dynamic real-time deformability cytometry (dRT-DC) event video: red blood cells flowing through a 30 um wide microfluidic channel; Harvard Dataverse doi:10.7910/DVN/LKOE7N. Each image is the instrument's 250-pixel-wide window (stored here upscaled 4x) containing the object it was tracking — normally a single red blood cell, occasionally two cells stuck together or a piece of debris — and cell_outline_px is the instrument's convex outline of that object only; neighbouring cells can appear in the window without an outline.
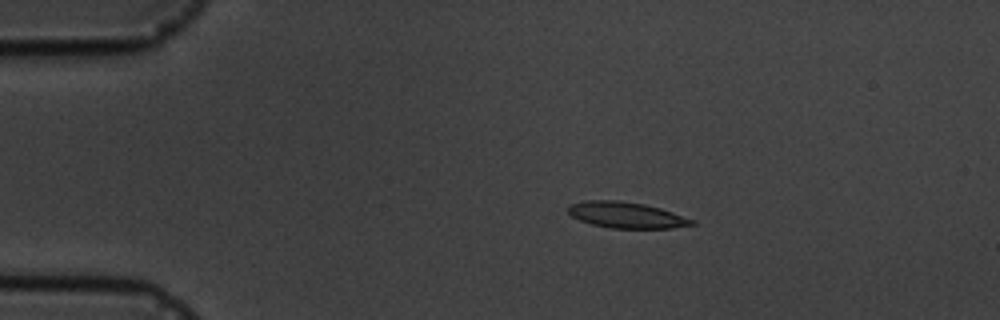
{"species": "common noctule bat (a hibernating species)", "species_latin": "Nyctalus noctula", "temperature_condition": "cold", "stored_images_in_passage": 16, "camera_frame_rate_fps": 3000, "um_per_image_px": 0.085, "animal": {"sex": "male", "body_mass_g": 19.5, "forearm_length_mm": 54.6}, "frame": {"image": 1, "passage_image": 3, "time_ms": 2.333, "image_size_px": [1000, 320], "cell_outline_px": [[696, 224], [672, 228], [612, 228], [592, 224], [580, 220], [572, 216], [568, 212], [568, 204], [584, 200], [620, 200], [644, 204], [660, 208], [696, 220]], "centroid_in_image_um": [53.24, 18.27], "position_along_channel_um": 31.8, "area_um2": 18.84}}
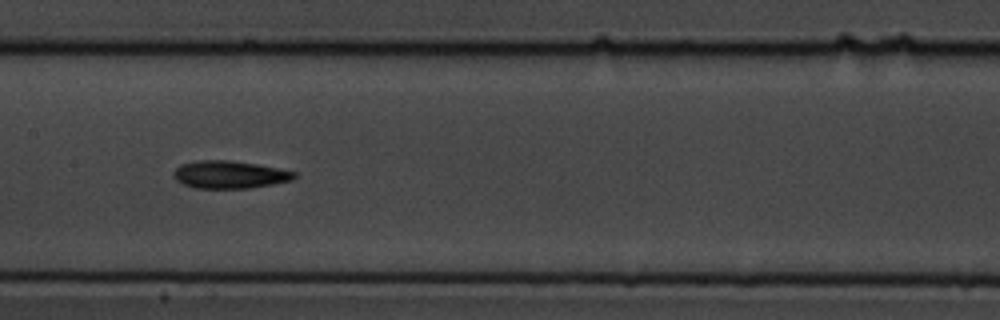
{"frame": {"image": 2, "passage_image": 8, "time_ms": 8.0, "image_size_px": [1000, 320], "cell_outline_px": [[296, 176], [292, 180], [272, 184], [248, 188], [192, 188], [176, 180], [172, 176], [172, 172], [180, 164], [196, 160], [228, 160], [256, 164], [296, 172]], "centroid_in_image_um": [19.45, 14.84], "position_along_channel_um": 187.9, "area_um2": 19.42}}
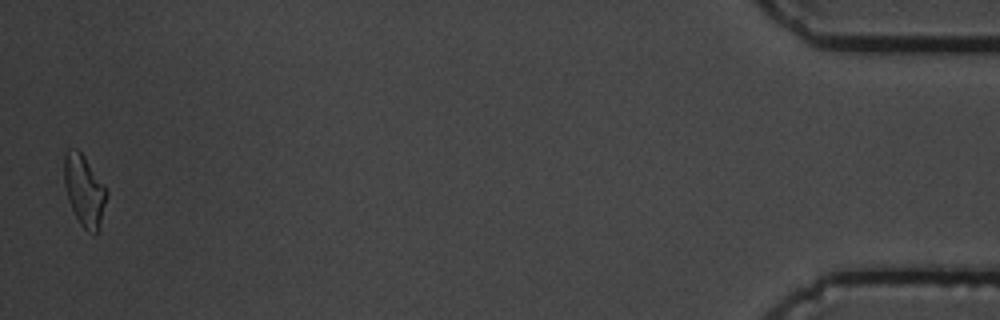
{"frame": {"image": 3, "passage_image": 16, "time_ms": 17.0, "image_size_px": [1000, 320], "cell_outline_px": [[108, 196], [96, 232], [88, 232], [80, 224], [68, 200], [64, 184], [64, 156], [68, 148], [76, 148], [84, 156], [108, 192]], "centroid_in_image_um": [7.14, 16.15], "position_along_channel_um": 428.1, "area_um2": 17.17}, "authors_computed_cell_mechanics": {"area_um2": 18.6405, "velocity_mm_per_s": 3.6555, "shape_relaxation_time_tau1_ms": 4.1067, "shape_relaxation_time_tau2_ms": null, "deformation_change_tau1": 0.1295, "deformation_change_tau2": null}}